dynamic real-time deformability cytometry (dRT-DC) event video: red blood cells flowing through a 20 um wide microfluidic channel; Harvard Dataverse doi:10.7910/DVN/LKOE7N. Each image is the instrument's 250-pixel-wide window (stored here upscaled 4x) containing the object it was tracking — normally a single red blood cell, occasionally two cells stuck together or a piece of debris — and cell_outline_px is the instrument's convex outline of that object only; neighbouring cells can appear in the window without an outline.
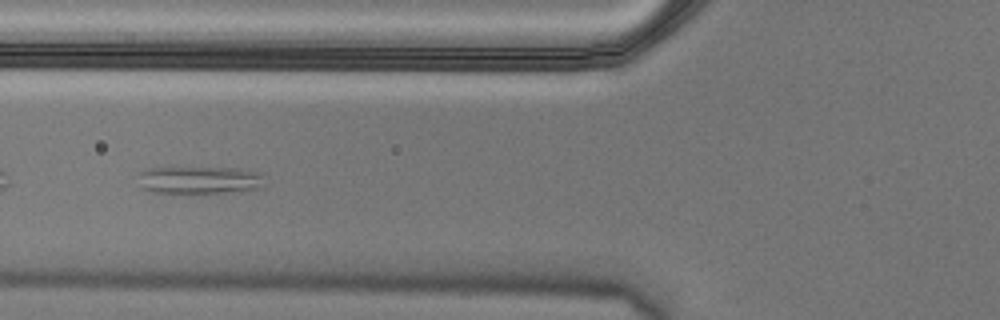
{"species": "Egyptian fruit bat (a non-hibernating species)", "species_latin": "Rousettus aegyptiacus", "temperature_condition": "cold", "stored_images_in_passage": 6, "camera_frame_rate_fps": 3000, "um_per_image_px": 0.085, "animal": {"sex": "male"}, "frame": {"image": 1, "passage_image": 6, "time_ms": 1.667, "image_size_px": [1000, 320], "cell_outline_px": [[264, 188], [224, 192], [152, 192], [140, 188], [140, 172], [144, 168], [236, 168], [260, 172]], "centroid_in_image_um": [16.95, 15.29], "position_along_channel_um": 108.9, "area_um2": 20.0}}